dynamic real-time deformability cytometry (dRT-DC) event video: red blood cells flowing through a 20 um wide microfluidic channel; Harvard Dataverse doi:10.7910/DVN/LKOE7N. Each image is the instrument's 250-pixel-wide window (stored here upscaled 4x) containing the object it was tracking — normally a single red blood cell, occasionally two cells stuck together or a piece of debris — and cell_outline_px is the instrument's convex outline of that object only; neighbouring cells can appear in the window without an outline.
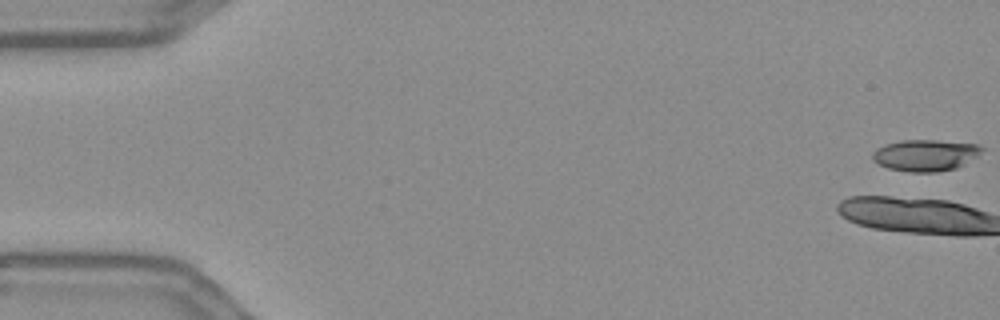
{"species": "Egyptian fruit bat (a non-hibernating species)", "species_latin": "Rousettus aegyptiacus", "temperature_condition": "warm", "stored_images_in_passage": 12, "camera_frame_rate_fps": 3000, "um_per_image_px": 0.085, "frame": {"image": 1, "passage_image": 1, "time_ms": 0.0, "image_size_px": [1000, 320], "cell_outline_px": [[984, 148], [976, 156], [964, 164], [956, 168], [936, 172], [912, 172], [888, 168], [876, 164], [872, 160], [872, 152], [876, 148], [884, 144], [900, 140], [936, 140], [976, 144]], "centroid_in_image_um": [78.59, 13.19], "position_along_channel_um": 6.4, "area_um2": 20.11}}